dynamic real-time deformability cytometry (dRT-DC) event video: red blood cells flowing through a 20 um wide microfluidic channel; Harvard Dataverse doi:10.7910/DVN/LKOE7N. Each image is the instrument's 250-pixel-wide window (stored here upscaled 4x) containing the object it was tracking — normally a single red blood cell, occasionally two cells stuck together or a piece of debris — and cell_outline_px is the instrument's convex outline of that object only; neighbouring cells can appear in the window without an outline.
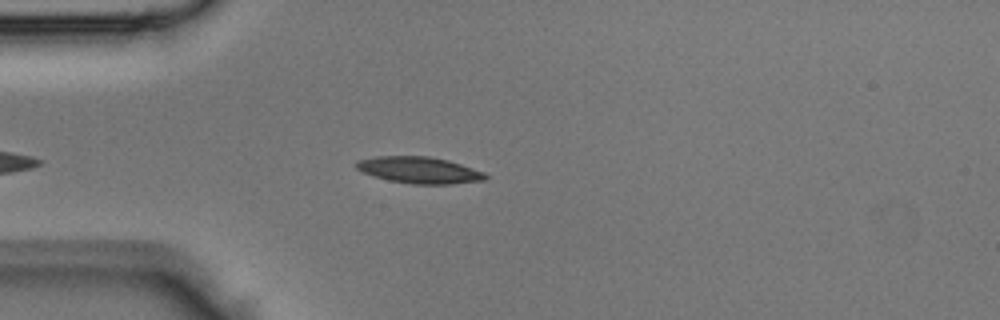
{"species": "Egyptian fruit bat (a non-hibernating species)", "species_latin": "Rousettus aegyptiacus", "temperature_condition": "room temperature", "stored_images_in_passage": 34, "camera_frame_rate_fps": 3000, "um_per_image_px": 0.085, "animal": {"sex": "male"}, "frame": {"image": 1, "passage_image": 4, "time_ms": 1.0, "image_size_px": [1000, 320], "cell_outline_px": [[488, 176], [484, 180], [448, 184], [412, 184], [388, 180], [364, 172], [356, 168], [356, 160], [376, 156], [428, 156], [448, 160], [484, 172]], "centroid_in_image_um": [35.63, 14.45], "position_along_channel_um": 49.4, "area_um2": 19.77}}
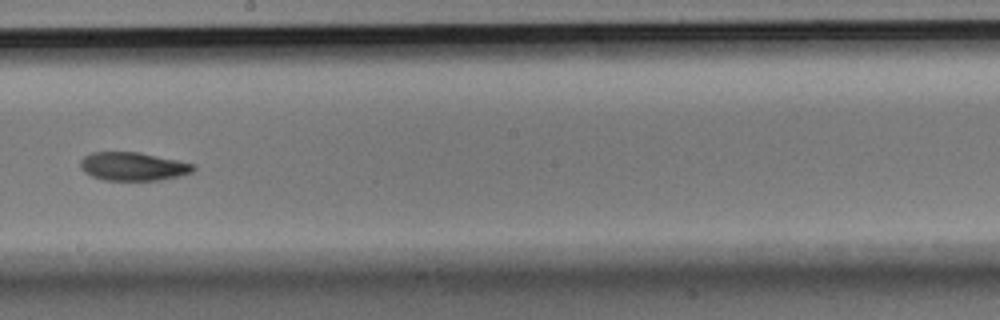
{"frame": {"image": 2, "passage_image": 17, "time_ms": 5.333, "image_size_px": [1000, 320], "cell_outline_px": [[196, 168], [192, 172], [180, 176], [160, 180], [104, 180], [92, 176], [84, 172], [80, 168], [80, 160], [84, 156], [92, 152], [140, 152], [196, 164]], "centroid_in_image_um": [11.32, 14.14], "position_along_channel_um": 236.9, "area_um2": 18.84}}
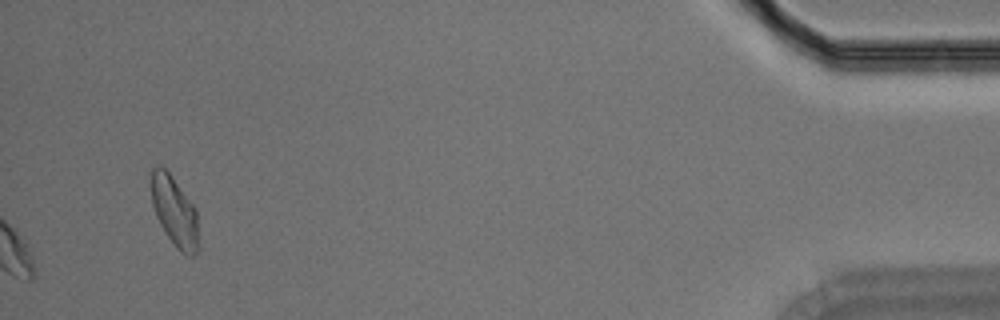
{"frame": {"image": 3, "passage_image": 34, "time_ms": 11.0, "image_size_px": [1000, 320], "cell_outline_px": [[196, 256], [188, 256], [180, 252], [176, 248], [164, 232], [156, 216], [152, 204], [152, 168], [156, 164], [160, 164], [172, 176], [196, 208]], "centroid_in_image_um": [14.8, 17.95], "position_along_channel_um": 420.4, "area_um2": 18.96}}